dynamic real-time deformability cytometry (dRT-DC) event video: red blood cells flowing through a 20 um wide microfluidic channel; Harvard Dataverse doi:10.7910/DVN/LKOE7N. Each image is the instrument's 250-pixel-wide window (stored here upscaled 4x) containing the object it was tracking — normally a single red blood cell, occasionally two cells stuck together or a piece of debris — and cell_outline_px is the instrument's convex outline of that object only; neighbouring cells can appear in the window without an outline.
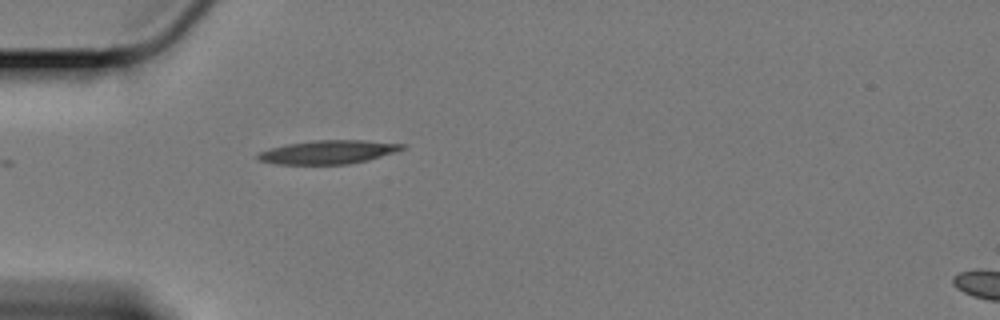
{"species": "Egyptian fruit bat (a non-hibernating species)", "species_latin": "Rousettus aegyptiacus", "temperature_condition": "cold", "stored_images_in_passage": 10, "camera_frame_rate_fps": 3000, "um_per_image_px": 0.085, "animal": {"sex": "female"}, "frame": {"image": 1, "passage_image": 1, "time_ms": 0.0, "image_size_px": [1000, 320], "cell_outline_px": [[408, 148], [396, 152], [368, 160], [348, 164], [272, 164], [256, 160], [256, 156], [260, 152], [272, 148], [288, 144], [312, 140], [360, 140], [408, 144]], "centroid_in_image_um": [27.94, 12.93], "position_along_channel_um": 57.1, "area_um2": 20.0}}
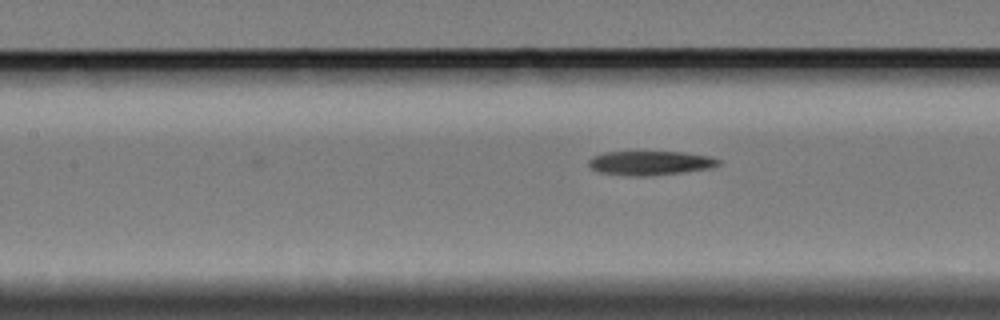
{"frame": {"image": 2, "passage_image": 10, "time_ms": 3.0, "image_size_px": [1000, 320], "cell_outline_px": [[720, 164], [708, 168], [684, 172], [652, 176], [632, 176], [600, 172], [592, 168], [588, 164], [588, 160], [592, 156], [604, 152], [684, 152], [708, 156], [720, 160]], "centroid_in_image_um": [55.25, 13.85], "position_along_channel_um": 152.2, "area_um2": 18.21}}